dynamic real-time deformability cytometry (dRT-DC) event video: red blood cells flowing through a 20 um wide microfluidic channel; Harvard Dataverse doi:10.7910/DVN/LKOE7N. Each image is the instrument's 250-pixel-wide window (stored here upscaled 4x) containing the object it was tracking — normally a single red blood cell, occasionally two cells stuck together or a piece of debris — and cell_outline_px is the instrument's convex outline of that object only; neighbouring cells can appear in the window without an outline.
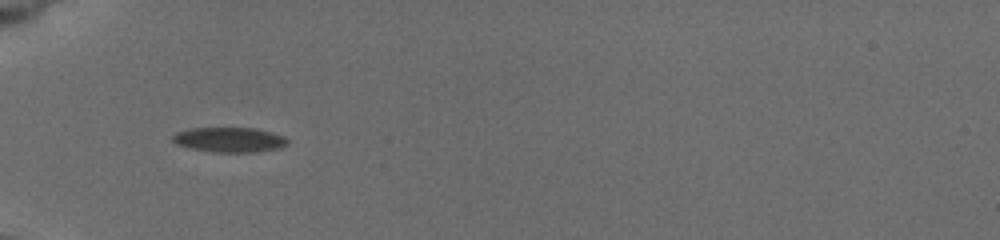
{"species": "common noctule bat (a hibernating species)", "species_latin": "Nyctalus noctula", "temperature_condition": "cold", "stored_images_in_passage": 2, "camera_frame_rate_fps": 3000, "um_per_image_px": 0.085, "animal": {"sex": "female", "body_mass_g": 19.5, "forearm_length_mm": 54.1}, "frame": {"image": 1, "passage_image": 1, "time_ms": 0.0, "image_size_px": [1000, 240], "cell_outline_px": [[288, 144], [280, 148], [256, 152], [216, 152], [192, 148], [176, 144], [172, 140], [172, 136], [176, 132], [192, 128], [256, 128], [284, 136], [288, 140]], "centroid_in_image_um": [19.52, 11.87], "position_along_channel_um": 65.5, "area_um2": 16.59}}